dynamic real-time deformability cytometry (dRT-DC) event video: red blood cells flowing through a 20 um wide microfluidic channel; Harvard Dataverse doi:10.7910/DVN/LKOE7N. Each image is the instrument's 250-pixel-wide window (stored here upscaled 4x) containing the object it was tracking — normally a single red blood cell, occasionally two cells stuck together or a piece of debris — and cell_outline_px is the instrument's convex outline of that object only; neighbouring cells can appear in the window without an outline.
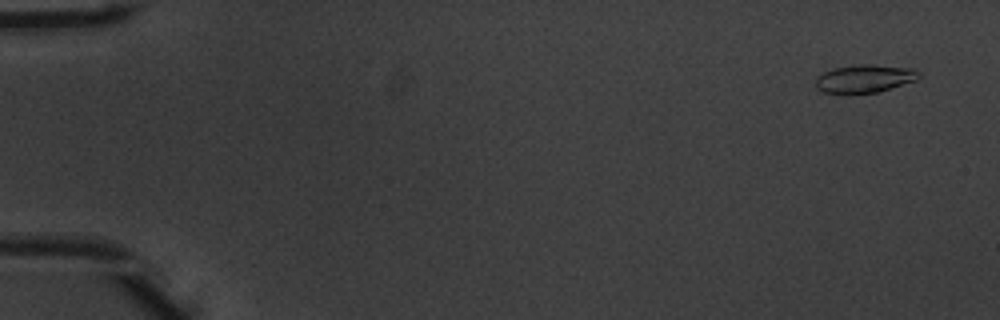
{"species": "common noctule bat (a hibernating species)", "species_latin": "Nyctalus noctula", "temperature_condition": "warm", "stored_images_in_passage": 53, "camera_frame_rate_fps": 3000, "um_per_image_px": 0.085, "animal": {"sex": "male", "body_mass_g": 20.1, "forearm_length_mm": 53.5}, "frame": {"image": 1, "passage_image": 3, "time_ms": 0.667, "image_size_px": [1000, 320], "cell_outline_px": [[920, 76], [916, 80], [876, 92], [848, 96], [844, 96], [824, 92], [816, 88], [816, 76], [824, 72], [836, 68], [852, 64], [872, 64], [912, 68], [920, 72]], "centroid_in_image_um": [73.43, 6.71], "position_along_channel_um": 11.6, "area_um2": 17.34}}
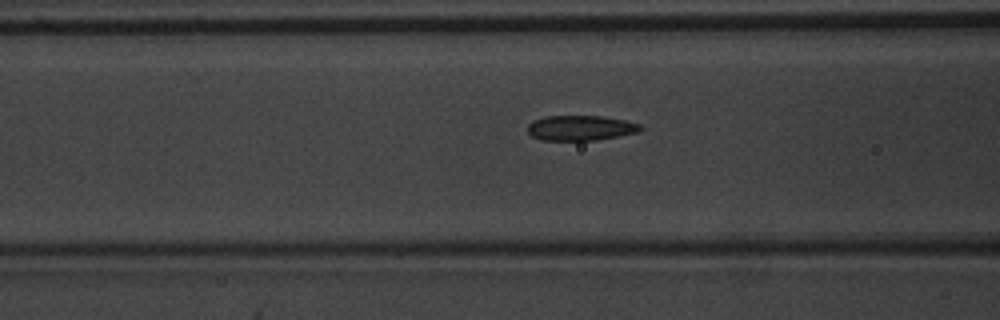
{"frame": {"image": 2, "passage_image": 22, "time_ms": 7.0, "image_size_px": [1000, 320], "cell_outline_px": [[644, 128], [640, 132], [596, 140], [540, 140], [532, 136], [528, 132], [528, 124], [532, 120], [544, 116], [604, 116], [628, 120], [640, 124]], "centroid_in_image_um": [49.38, 10.87], "position_along_channel_um": 117.2, "area_um2": 16.76}}
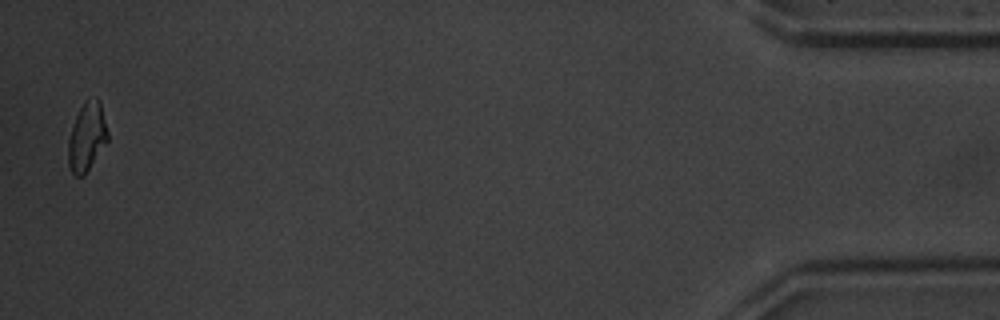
{"frame": {"image": 3, "passage_image": 52, "time_ms": 17.0, "image_size_px": [1000, 320], "cell_outline_px": [[108, 140], [84, 176], [76, 176], [72, 172], [68, 164], [68, 140], [76, 116], [84, 100], [96, 96], [100, 100], [108, 132]], "centroid_in_image_um": [7.39, 11.61], "position_along_channel_um": 427.8, "area_um2": 15.78}, "authors_computed_cell_mechanics": {"area_um2": 16.762, "velocity_mm_per_s": 3.9413, "shape_relaxation_time_tau1_ms": 5.2942, "shape_relaxation_time_tau2_ms": 1.6526, "deformation_change_tau1": 0.1423, "deformation_change_tau2": 0.0669}}